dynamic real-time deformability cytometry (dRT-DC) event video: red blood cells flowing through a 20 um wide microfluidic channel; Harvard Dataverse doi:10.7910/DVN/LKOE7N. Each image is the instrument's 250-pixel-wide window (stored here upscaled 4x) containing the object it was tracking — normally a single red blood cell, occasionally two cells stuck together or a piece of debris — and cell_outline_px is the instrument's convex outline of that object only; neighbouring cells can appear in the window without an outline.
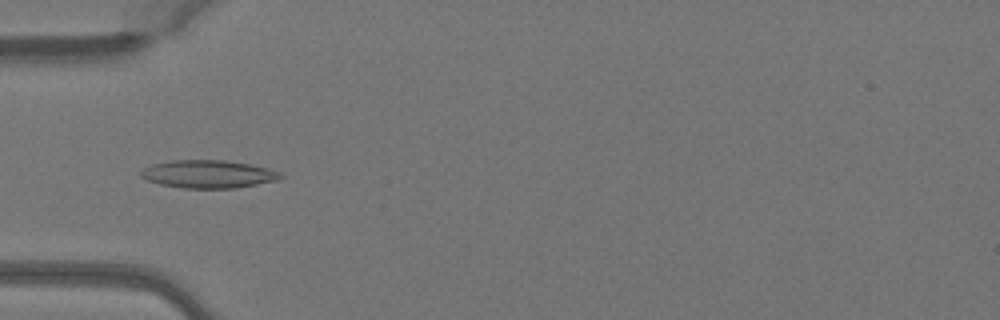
{"species": "Egyptian fruit bat (a non-hibernating species)", "species_latin": "Rousettus aegyptiacus", "temperature_condition": "warm", "stored_images_in_passage": 41, "camera_frame_rate_fps": 3000, "um_per_image_px": 0.085, "animal": {"sex": "female"}, "frame": {"image": 1, "passage_image": 7, "time_ms": 2.0, "image_size_px": [1000, 320], "cell_outline_px": [[284, 176], [276, 180], [236, 188], [184, 188], [160, 184], [148, 180], [140, 176], [140, 172], [144, 168], [152, 164], [172, 160], [224, 160], [248, 164], [280, 172]], "centroid_in_image_um": [17.66, 14.8], "position_along_channel_um": 67.3, "area_um2": 22.43}}
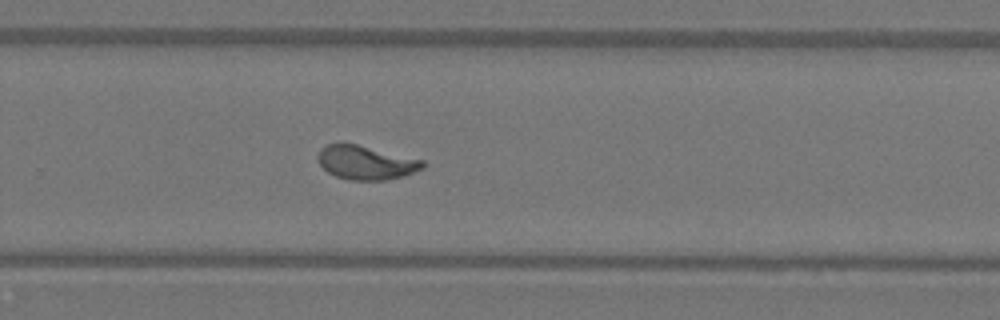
{"frame": {"image": 2, "passage_image": 24, "time_ms": 7.667, "image_size_px": [1000, 320], "cell_outline_px": [[424, 168], [404, 176], [384, 180], [348, 180], [336, 176], [328, 172], [316, 160], [316, 156], [320, 148], [328, 144], [356, 144], [424, 160]], "centroid_in_image_um": [31.09, 13.83], "position_along_channel_um": 298.7, "area_um2": 20.63}}
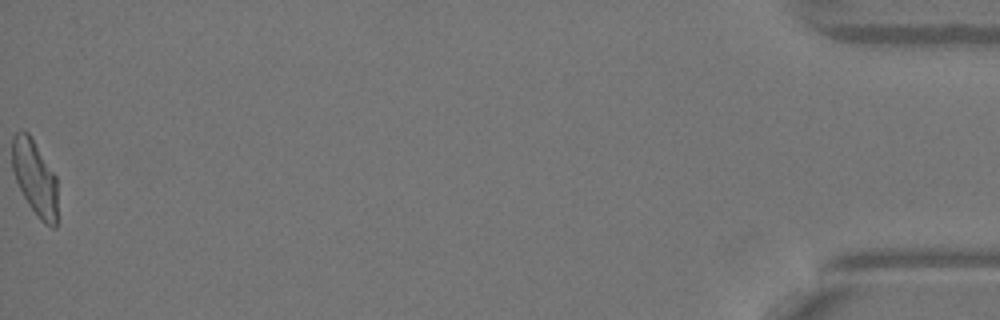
{"frame": {"image": 3, "passage_image": 41, "time_ms": 13.333, "image_size_px": [1000, 320], "cell_outline_px": [[56, 228], [52, 228], [44, 224], [40, 220], [28, 204], [16, 180], [12, 168], [12, 136], [20, 128], [24, 128], [32, 136], [56, 176]], "centroid_in_image_um": [2.94, 15.05], "position_along_channel_um": 432.3, "area_um2": 20.11}, "authors_computed_cell_mechanics": {"area_um2": 20.6924, "velocity_mm_per_s": 4.0852, "shape_relaxation_time_tau1_ms": 3.6847, "shape_relaxation_time_tau2_ms": null, "deformation_change_tau1": 0.1565, "deformation_change_tau2": null}}